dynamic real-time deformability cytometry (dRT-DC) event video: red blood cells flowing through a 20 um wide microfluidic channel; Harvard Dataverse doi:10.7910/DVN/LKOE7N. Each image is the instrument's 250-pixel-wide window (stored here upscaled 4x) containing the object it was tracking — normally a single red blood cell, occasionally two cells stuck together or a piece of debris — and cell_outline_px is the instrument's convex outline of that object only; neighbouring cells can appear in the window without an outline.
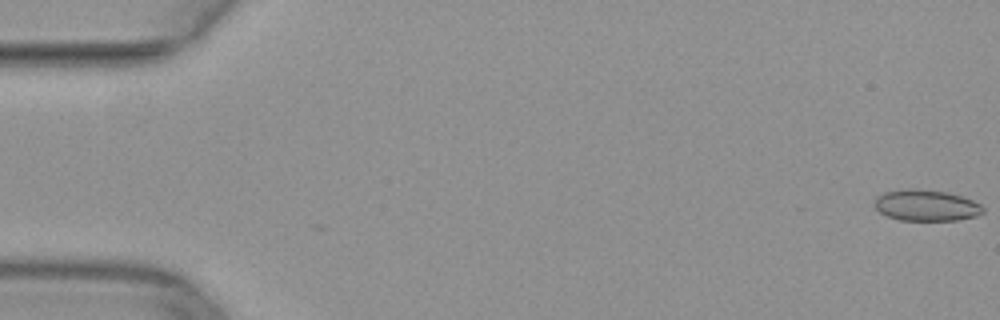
{"species": "common noctule bat (a hibernating species)", "species_latin": "Nyctalus noctula", "temperature_condition": "warm", "stored_images_in_passage": 47, "camera_frame_rate_fps": 3000, "um_per_image_px": 0.085, "animal": {"sex": "female", "body_mass_g": 29.2, "forearm_length_mm": 56.3}, "frame": {"image": 1, "passage_image": 1, "time_ms": 0.0, "image_size_px": [1000, 320], "cell_outline_px": [[984, 212], [976, 216], [960, 220], [900, 220], [888, 216], [880, 212], [876, 208], [876, 200], [884, 192], [908, 188], [916, 188], [948, 192], [964, 196], [980, 204], [984, 208]], "centroid_in_image_um": [78.79, 17.45], "position_along_channel_um": 6.2, "area_um2": 19.71}}
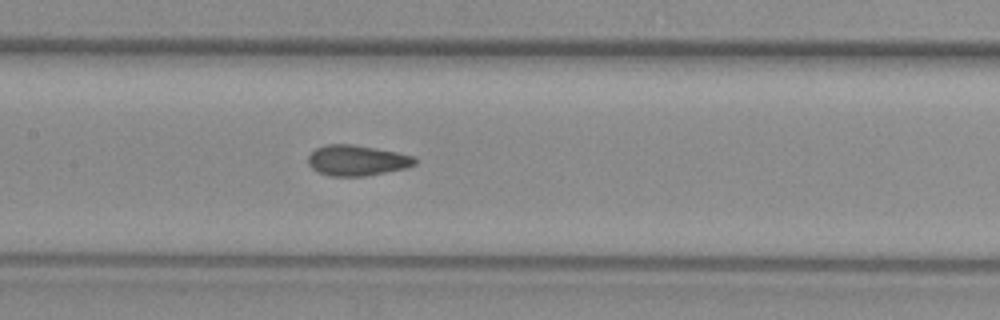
{"frame": {"image": 2, "passage_image": 25, "time_ms": 8.0, "image_size_px": [1000, 320], "cell_outline_px": [[416, 164], [408, 168], [364, 176], [328, 176], [312, 168], [308, 164], [308, 156], [316, 148], [328, 144], [352, 144], [376, 148], [416, 156]], "centroid_in_image_um": [30.37, 13.63], "position_along_channel_um": 177.0, "area_um2": 19.07}}
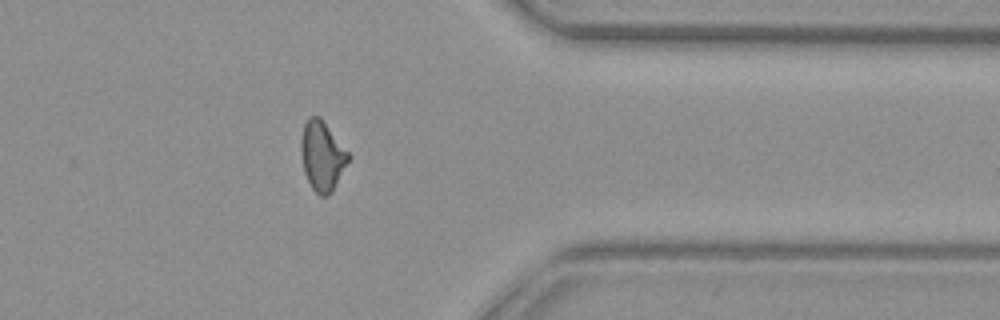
{"frame": {"image": 3, "passage_image": 41, "time_ms": 13.333, "image_size_px": [1000, 320], "cell_outline_px": [[352, 156], [332, 192], [328, 196], [320, 196], [312, 188], [304, 172], [300, 156], [300, 140], [304, 124], [308, 116], [320, 116]], "centroid_in_image_um": [27.38, 13.24], "position_along_channel_um": 384.0, "area_um2": 19.54}}